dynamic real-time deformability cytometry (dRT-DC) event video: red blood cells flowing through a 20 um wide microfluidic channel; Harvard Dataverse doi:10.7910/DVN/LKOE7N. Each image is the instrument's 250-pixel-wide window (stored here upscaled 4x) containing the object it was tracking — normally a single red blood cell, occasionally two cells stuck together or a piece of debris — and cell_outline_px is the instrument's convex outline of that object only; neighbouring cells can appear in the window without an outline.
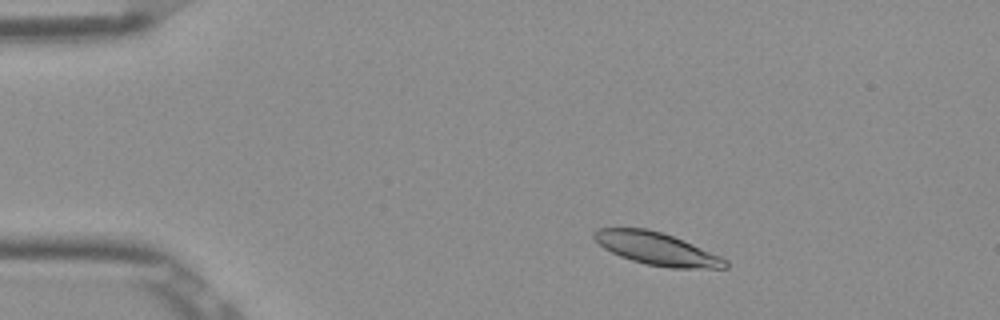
{"species": "Egyptian fruit bat (a non-hibernating species)", "species_latin": "Rousettus aegyptiacus", "temperature_condition": "room temperature", "stored_images_in_passage": 50, "camera_frame_rate_fps": 3000, "um_per_image_px": 0.085, "frame": {"image": 1, "passage_image": 6, "time_ms": 1.667, "image_size_px": [1000, 320], "cell_outline_px": [[728, 268], [668, 268], [644, 264], [620, 256], [604, 248], [592, 236], [592, 232], [600, 228], [644, 228], [660, 232], [684, 240], [720, 256], [728, 260]], "centroid_in_image_um": [55.83, 21.15], "position_along_channel_um": 29.2, "area_um2": 24.8}}
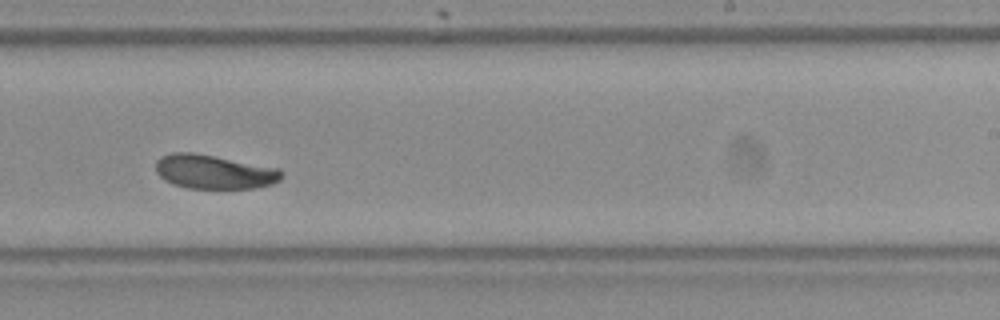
{"frame": {"image": 2, "passage_image": 30, "time_ms": 9.667, "image_size_px": [1000, 320], "cell_outline_px": [[284, 176], [280, 180], [272, 184], [256, 188], [188, 188], [172, 184], [164, 180], [156, 172], [156, 160], [160, 156], [172, 152], [192, 152], [280, 168], [284, 172]], "centroid_in_image_um": [18.21, 14.6], "position_along_channel_um": 270.8, "area_um2": 25.2}}
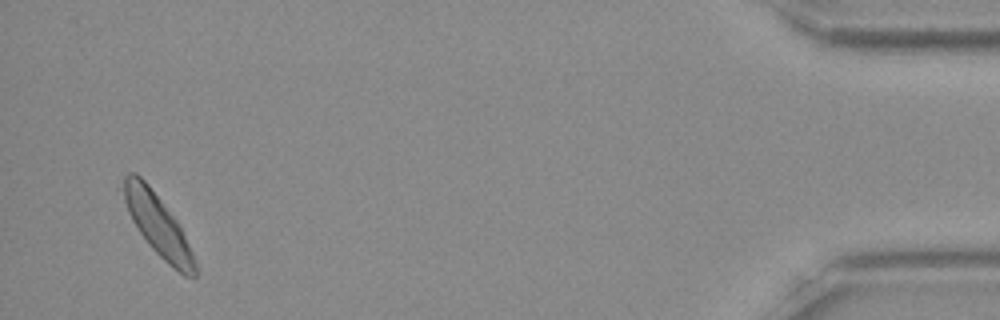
{"frame": {"image": 3, "passage_image": 48, "time_ms": 15.667, "image_size_px": [1000, 320], "cell_outline_px": [[196, 276], [184, 276], [168, 264], [148, 244], [132, 220], [116, 188], [124, 176], [128, 172], [136, 172], [148, 184], [176, 220], [196, 260]], "centroid_in_image_um": [13.31, 19.03], "position_along_channel_um": 421.9, "area_um2": 25.78}, "authors_computed_cell_mechanics": {"area_um2": 25.2586, "velocity_mm_per_s": 3.8116, "shape_relaxation_time_tau1_ms": 2.5183, "shape_relaxation_time_tau2_ms": 6.8847, "deformation_change_tau1": 0.1137, "deformation_change_tau2": 0.1176}}